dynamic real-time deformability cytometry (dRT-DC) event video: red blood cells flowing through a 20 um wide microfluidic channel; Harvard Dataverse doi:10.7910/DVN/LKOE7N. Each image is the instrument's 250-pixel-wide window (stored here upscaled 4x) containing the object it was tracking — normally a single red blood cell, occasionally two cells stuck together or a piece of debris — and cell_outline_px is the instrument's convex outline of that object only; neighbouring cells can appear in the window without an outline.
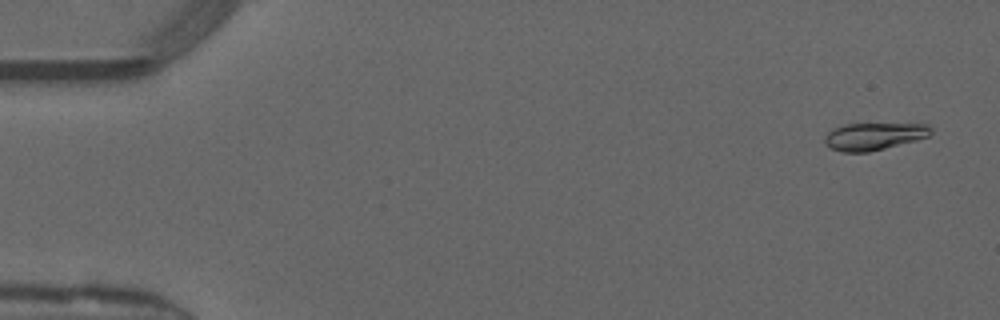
{"species": "common noctule bat (a hibernating species)", "species_latin": "Nyctalus noctula", "temperature_condition": "warm", "stored_images_in_passage": 12, "camera_frame_rate_fps": 3000, "um_per_image_px": 0.085, "animal": {"sex": "male", "forearm_length_mm": 52.5}, "frame": {"image": 1, "passage_image": 3, "time_ms": 0.667, "image_size_px": [1000, 320], "cell_outline_px": [[932, 132], [928, 136], [916, 140], [868, 152], [840, 152], [824, 144], [824, 136], [832, 128], [844, 124], [928, 124], [932, 128]], "centroid_in_image_um": [74.24, 11.58], "position_along_channel_um": 10.8, "area_um2": 16.88}}